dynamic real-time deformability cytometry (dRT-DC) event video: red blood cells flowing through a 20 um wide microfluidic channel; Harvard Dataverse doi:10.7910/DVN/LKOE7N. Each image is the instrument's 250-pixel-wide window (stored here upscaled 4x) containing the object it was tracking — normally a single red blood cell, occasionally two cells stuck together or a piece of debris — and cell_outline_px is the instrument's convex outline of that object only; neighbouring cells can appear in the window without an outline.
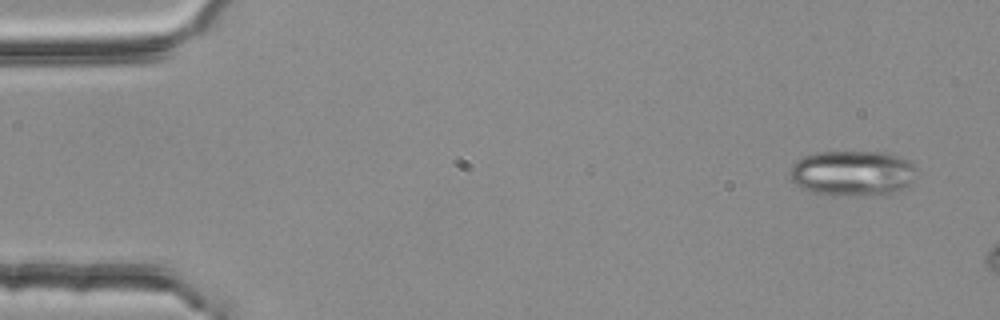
{"species": "common noctule bat (a hibernating species)", "species_latin": "Nyctalus noctula", "temperature_condition": "room temperature", "stored_images_in_passage": 4, "camera_frame_rate_fps": 3000, "um_per_image_px": 0.085, "animal": {"sex": "female", "body_mass_g": 25.1}, "frame": {"image": 1, "passage_image": 1, "time_ms": 0.0, "image_size_px": [1000, 320], "cell_outline_px": [[916, 168], [912, 180], [908, 184], [888, 196], [832, 196], [812, 192], [800, 188], [788, 176], [788, 172], [792, 164], [796, 160], [804, 156], [816, 152], [888, 152], [900, 156], [916, 164]], "centroid_in_image_um": [72.45, 14.74], "position_along_channel_um": 12.6, "area_um2": 34.39}}